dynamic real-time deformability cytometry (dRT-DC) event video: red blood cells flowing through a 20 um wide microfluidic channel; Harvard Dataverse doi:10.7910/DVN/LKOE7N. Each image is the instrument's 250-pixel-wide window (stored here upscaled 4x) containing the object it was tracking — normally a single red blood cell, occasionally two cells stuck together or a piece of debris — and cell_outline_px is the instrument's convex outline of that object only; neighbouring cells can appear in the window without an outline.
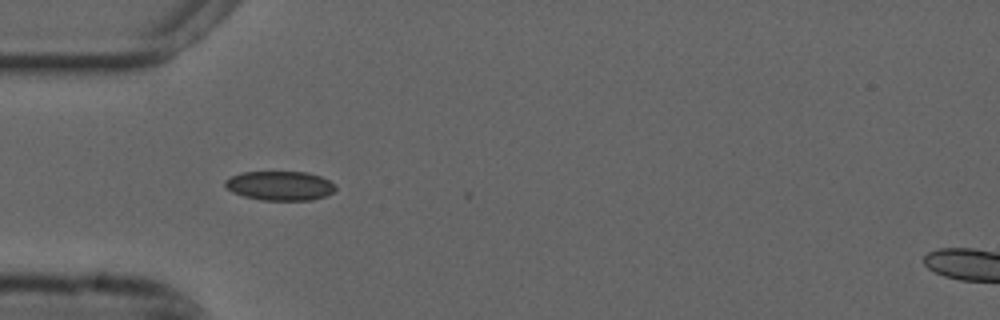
{"species": "common noctule bat (a hibernating species)", "species_latin": "Nyctalus noctula", "temperature_condition": "cold", "stored_images_in_passage": 7, "camera_frame_rate_fps": 3000, "um_per_image_px": 0.085, "animal": {"sex": "male", "forearm_length_mm": 52.5}, "frame": {"image": 1, "passage_image": 5, "time_ms": 1.333, "image_size_px": [1000, 320], "cell_outline_px": [[336, 188], [328, 196], [312, 200], [260, 200], [244, 196], [232, 192], [224, 184], [224, 180], [232, 176], [244, 172], [308, 172], [320, 176], [336, 184]], "centroid_in_image_um": [23.82, 15.79], "position_along_channel_um": 61.2, "area_um2": 18.9}}